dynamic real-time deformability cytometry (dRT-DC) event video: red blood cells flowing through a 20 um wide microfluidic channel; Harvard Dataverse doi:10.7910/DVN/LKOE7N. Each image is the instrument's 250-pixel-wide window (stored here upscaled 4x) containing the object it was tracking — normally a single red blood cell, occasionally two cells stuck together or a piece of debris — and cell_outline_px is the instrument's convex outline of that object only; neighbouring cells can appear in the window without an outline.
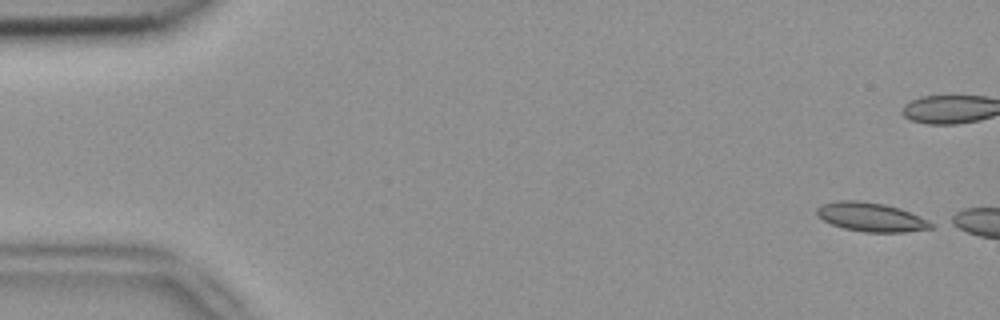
{"species": "common noctule bat (a hibernating species)", "species_latin": "Nyctalus noctula", "temperature_condition": "room temperature", "stored_images_in_passage": 3, "camera_frame_rate_fps": 3000, "um_per_image_px": 0.085, "animal": {"sex": "female", "body_mass_g": 18.4}, "frame": {"image": 1, "passage_image": 1, "time_ms": 0.0, "image_size_px": [1000, 320], "cell_outline_px": [[932, 228], [904, 232], [864, 232], [844, 228], [832, 224], [816, 216], [816, 208], [820, 204], [836, 200], [860, 200], [884, 204], [900, 208], [932, 224]], "centroid_in_image_um": [73.93, 18.43], "position_along_channel_um": 11.1, "area_um2": 19.07}}